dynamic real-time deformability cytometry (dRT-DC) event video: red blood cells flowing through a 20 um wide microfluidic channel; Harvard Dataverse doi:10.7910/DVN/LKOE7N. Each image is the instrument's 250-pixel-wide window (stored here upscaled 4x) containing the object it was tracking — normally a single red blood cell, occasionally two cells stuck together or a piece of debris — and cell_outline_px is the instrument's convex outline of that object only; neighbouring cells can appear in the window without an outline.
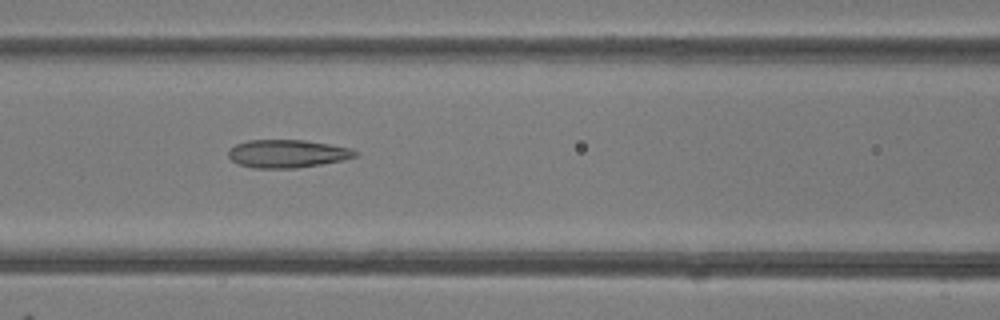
{"species": "common noctule bat (a hibernating species)", "species_latin": "Nyctalus noctula", "temperature_condition": "room temperature", "stored_images_in_passage": 47, "camera_frame_rate_fps": 3000, "um_per_image_px": 0.085, "animal": {"sex": "female"}, "frame": {"image": 1, "passage_image": 19, "time_ms": 6.0, "image_size_px": [1000, 320], "cell_outline_px": [[356, 156], [344, 160], [296, 168], [252, 168], [240, 164], [232, 160], [228, 156], [228, 148], [236, 144], [248, 140], [304, 140], [352, 148], [356, 152]], "centroid_in_image_um": [24.39, 13.06], "position_along_channel_um": 142.2, "area_um2": 20.63}}
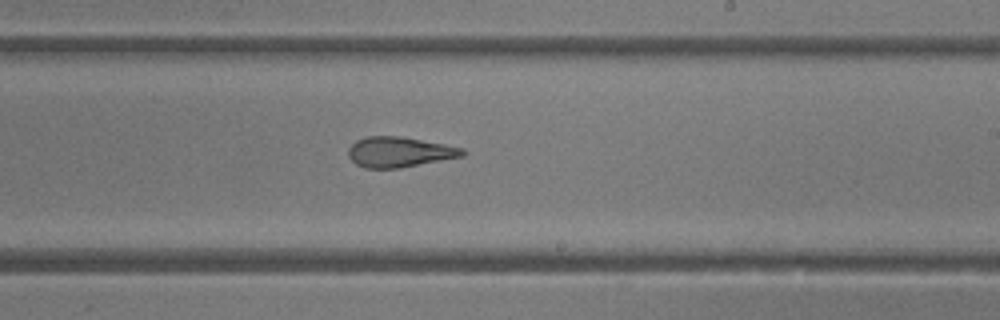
{"frame": {"image": 2, "passage_image": 27, "time_ms": 8.667, "image_size_px": [1000, 320], "cell_outline_px": [[468, 152], [464, 156], [400, 168], [364, 168], [356, 164], [348, 156], [348, 148], [356, 140], [368, 136], [400, 136], [444, 144], [464, 148]], "centroid_in_image_um": [33.96, 12.92], "position_along_channel_um": 255.0, "area_um2": 20.23}}
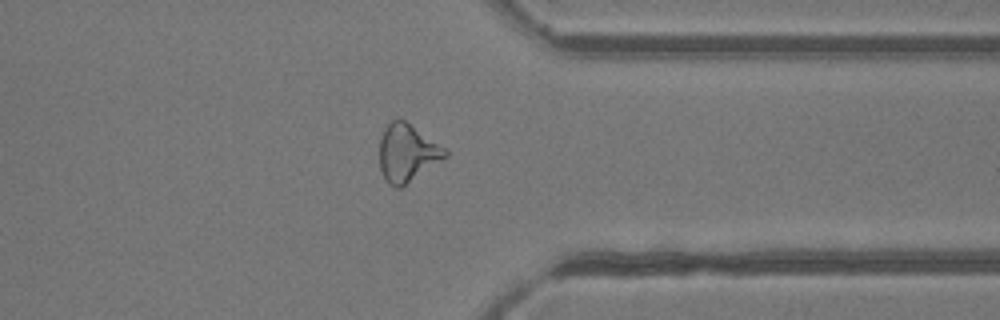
{"frame": {"image": 3, "passage_image": 36, "time_ms": 11.667, "image_size_px": [1000, 320], "cell_outline_px": [[448, 156], [400, 188], [396, 188], [388, 184], [380, 168], [380, 136], [384, 128], [392, 120], [404, 120], [448, 148]], "centroid_in_image_um": [34.63, 12.99], "position_along_channel_um": 376.8, "area_um2": 22.02}, "authors_computed_cell_mechanics": {"area_um2": 22.4842, "velocity_mm_per_s": 4.2428, "shape_relaxation_time_tau1_ms": null, "shape_relaxation_time_tau2_ms": 1.8718, "deformation_change_tau1": null, "deformation_change_tau2": 0.116}}